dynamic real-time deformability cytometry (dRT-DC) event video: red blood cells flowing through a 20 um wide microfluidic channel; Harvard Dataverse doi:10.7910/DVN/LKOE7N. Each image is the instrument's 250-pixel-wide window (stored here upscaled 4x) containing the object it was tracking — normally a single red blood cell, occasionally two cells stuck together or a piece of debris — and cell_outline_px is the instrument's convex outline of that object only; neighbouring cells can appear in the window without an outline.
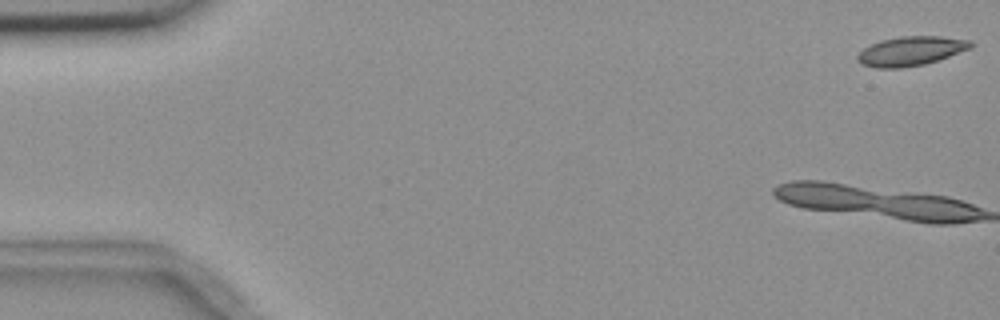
{"species": "common noctule bat (a hibernating species)", "species_latin": "Nyctalus noctula", "temperature_condition": "room temperature", "stored_images_in_passage": 6, "camera_frame_rate_fps": 3000, "um_per_image_px": 0.085, "animal": {"sex": "female", "body_mass_g": 18.4}, "frame": {"image": 1, "passage_image": 1, "time_ms": 0.0, "image_size_px": [1000, 320], "cell_outline_px": [[972, 48], [924, 64], [900, 68], [876, 68], [864, 64], [856, 60], [856, 56], [864, 48], [880, 40], [900, 36], [940, 36], [972, 40]], "centroid_in_image_um": [77.42, 4.33], "position_along_channel_um": 7.6, "area_um2": 19.19}}